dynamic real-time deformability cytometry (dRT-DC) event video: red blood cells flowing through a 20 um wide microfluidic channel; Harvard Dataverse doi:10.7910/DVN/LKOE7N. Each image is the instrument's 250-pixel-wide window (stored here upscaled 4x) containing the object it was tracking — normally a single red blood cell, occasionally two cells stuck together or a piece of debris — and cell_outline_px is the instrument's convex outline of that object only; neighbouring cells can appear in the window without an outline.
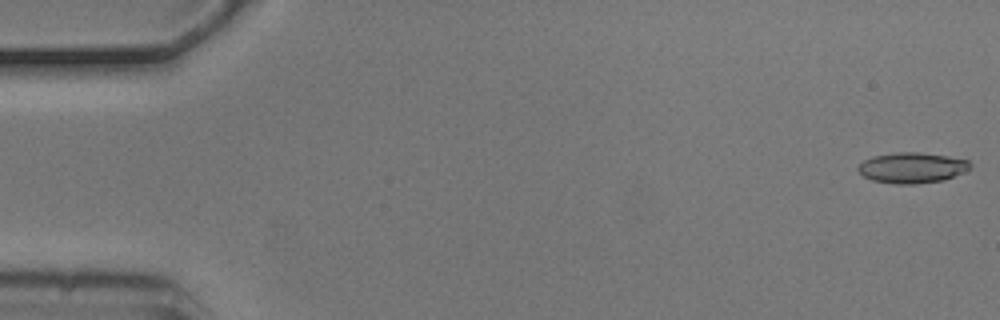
{"species": "common noctule bat (a hibernating species)", "species_latin": "Nyctalus noctula", "temperature_condition": "cold", "stored_images_in_passage": 5, "camera_frame_rate_fps": 3000, "um_per_image_px": 0.085, "animal": {"sex": "male", "body_mass_g": 20.5, "forearm_length_mm": 52.5}, "frame": {"image": 1, "passage_image": 1, "time_ms": 0.0, "image_size_px": [1000, 320], "cell_outline_px": [[972, 168], [964, 172], [944, 180], [916, 184], [896, 184], [872, 180], [864, 176], [856, 168], [864, 160], [872, 156], [896, 152], [920, 152], [948, 156], [968, 160], [972, 164]], "centroid_in_image_um": [77.54, 14.25], "position_along_channel_um": 7.5, "area_um2": 20.11}}
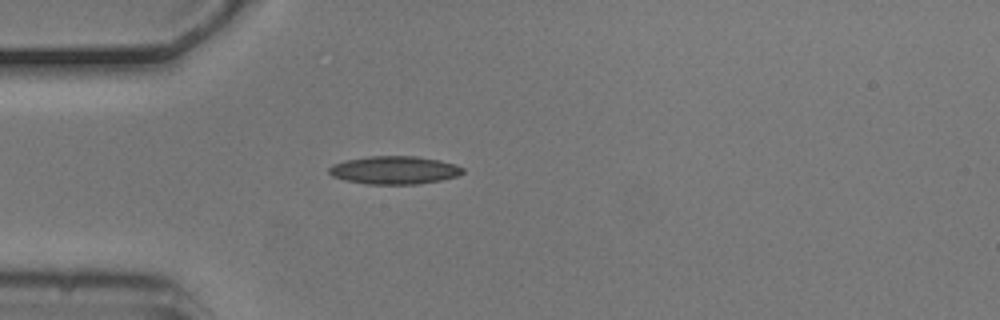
{"frame": {"image": 2, "passage_image": 5, "time_ms": 1.333, "image_size_px": [1000, 320], "cell_outline_px": [[464, 172], [456, 176], [440, 180], [420, 184], [364, 184], [344, 180], [332, 176], [328, 172], [328, 168], [332, 164], [344, 160], [372, 156], [416, 156], [440, 160], [456, 164], [464, 168]], "centroid_in_image_um": [33.5, 14.46], "position_along_channel_um": 51.5, "area_um2": 22.02}}